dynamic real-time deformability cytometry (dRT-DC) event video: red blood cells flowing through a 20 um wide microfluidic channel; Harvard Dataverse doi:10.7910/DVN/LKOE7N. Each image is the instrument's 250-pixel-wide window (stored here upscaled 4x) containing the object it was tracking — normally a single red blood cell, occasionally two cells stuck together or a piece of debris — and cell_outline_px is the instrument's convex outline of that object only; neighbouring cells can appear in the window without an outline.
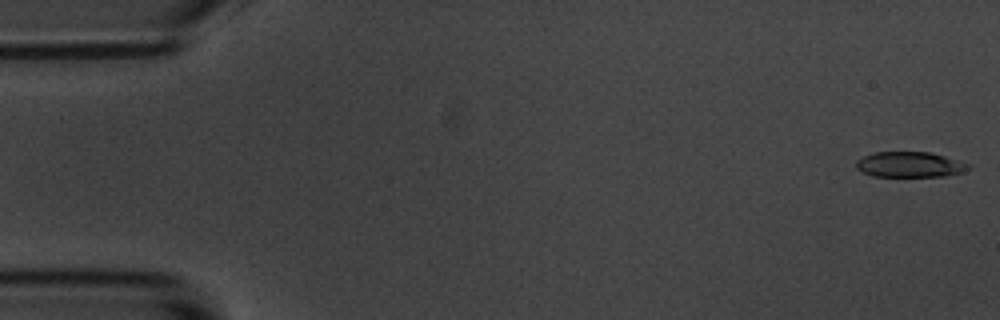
{"species": "common noctule bat (a hibernating species)", "species_latin": "Nyctalus noctula", "temperature_condition": "room temperature", "stored_images_in_passage": 5, "camera_frame_rate_fps": 3000, "um_per_image_px": 0.085, "animal": {"sex": "male", "body_mass_g": 20.1, "forearm_length_mm": 53.5}, "frame": {"image": 1, "passage_image": 1, "time_ms": 0.0, "image_size_px": [1000, 320], "cell_outline_px": [[972, 168], [964, 172], [944, 176], [872, 176], [860, 172], [856, 168], [856, 160], [864, 156], [876, 152], [928, 152], [944, 156], [968, 164]], "centroid_in_image_um": [77.3, 13.99], "position_along_channel_um": 7.7, "area_um2": 16.59}}
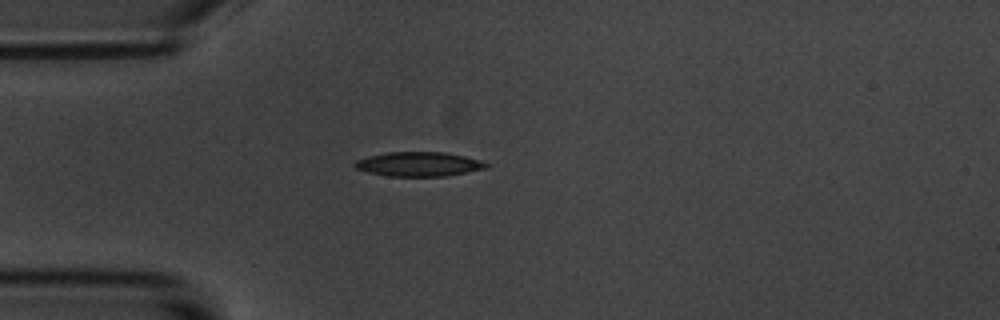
{"frame": {"image": 2, "passage_image": 5, "time_ms": 4.667, "image_size_px": [1000, 320], "cell_outline_px": [[492, 164], [488, 168], [444, 176], [388, 176], [368, 172], [356, 168], [352, 164], [356, 160], [368, 156], [388, 152], [444, 152], [464, 156], [480, 160]], "centroid_in_image_um": [35.61, 13.95], "position_along_channel_um": 49.4, "area_um2": 18.67}}